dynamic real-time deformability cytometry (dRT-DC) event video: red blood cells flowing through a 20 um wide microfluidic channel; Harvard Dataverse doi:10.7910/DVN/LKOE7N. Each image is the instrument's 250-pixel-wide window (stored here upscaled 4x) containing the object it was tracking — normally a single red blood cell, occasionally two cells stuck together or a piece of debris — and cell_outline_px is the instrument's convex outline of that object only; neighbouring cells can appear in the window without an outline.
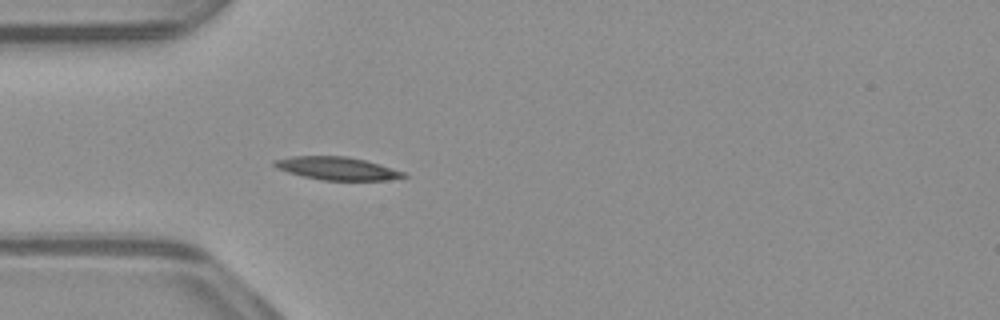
{"species": "common noctule bat (a hibernating species)", "species_latin": "Nyctalus noctula", "temperature_condition": "warm", "stored_images_in_passage": 38, "camera_frame_rate_fps": 3000, "um_per_image_px": 0.085, "animal": {"sex": "male", "body_mass_g": 23.1, "forearm_length_mm": 52.7}, "frame": {"image": 1, "passage_image": 1, "time_ms": 0.0, "image_size_px": [1000, 320], "cell_outline_px": [[408, 176], [384, 180], [320, 180], [288, 172], [276, 168], [272, 164], [272, 160], [292, 156], [348, 156], [364, 160], [404, 172]], "centroid_in_image_um": [28.58, 14.31], "position_along_channel_um": 56.4, "area_um2": 17.11}}
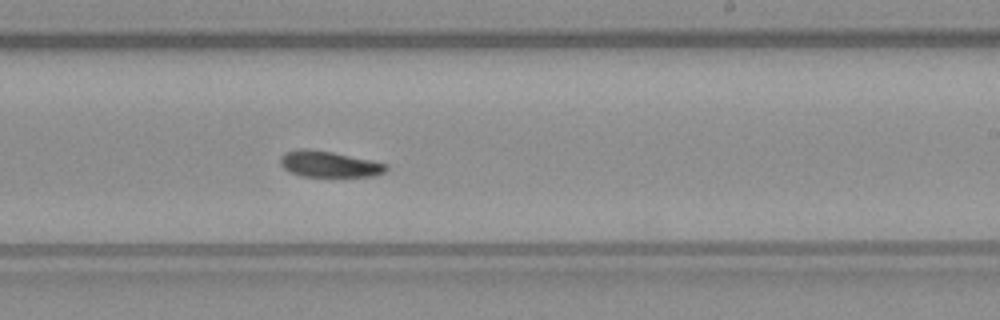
{"frame": {"image": 2, "passage_image": 17, "time_ms": 5.333, "image_size_px": [1000, 320], "cell_outline_px": [[388, 168], [384, 172], [376, 176], [300, 176], [288, 172], [280, 164], [280, 156], [284, 152], [296, 148], [304, 148], [332, 152], [372, 160], [388, 164]], "centroid_in_image_um": [27.94, 13.94], "position_along_channel_um": 261.1, "area_um2": 16.24}}
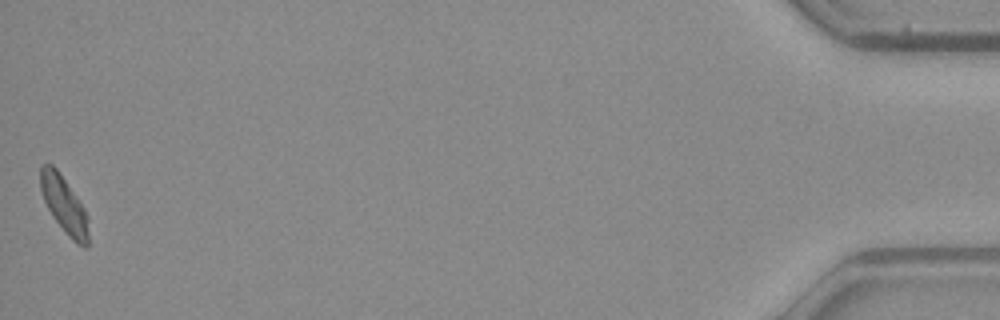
{"frame": {"image": 3, "passage_image": 38, "time_ms": 12.333, "image_size_px": [1000, 320], "cell_outline_px": [[88, 244], [84, 248], [76, 244], [64, 232], [52, 216], [44, 200], [40, 188], [40, 168], [44, 164], [52, 164], [56, 168], [84, 208], [88, 216]], "centroid_in_image_um": [5.45, 17.45], "position_along_channel_um": 429.7, "area_um2": 15.78}, "authors_computed_cell_mechanics": {"area_um2": 16.3285, "velocity_mm_per_s": 3.9165, "shape_relaxation_time_tau1_ms": 6.9478, "shape_relaxation_time_tau2_ms": 3.4291, "deformation_change_tau1": 0.1605, "deformation_change_tau2": 0.0767}}